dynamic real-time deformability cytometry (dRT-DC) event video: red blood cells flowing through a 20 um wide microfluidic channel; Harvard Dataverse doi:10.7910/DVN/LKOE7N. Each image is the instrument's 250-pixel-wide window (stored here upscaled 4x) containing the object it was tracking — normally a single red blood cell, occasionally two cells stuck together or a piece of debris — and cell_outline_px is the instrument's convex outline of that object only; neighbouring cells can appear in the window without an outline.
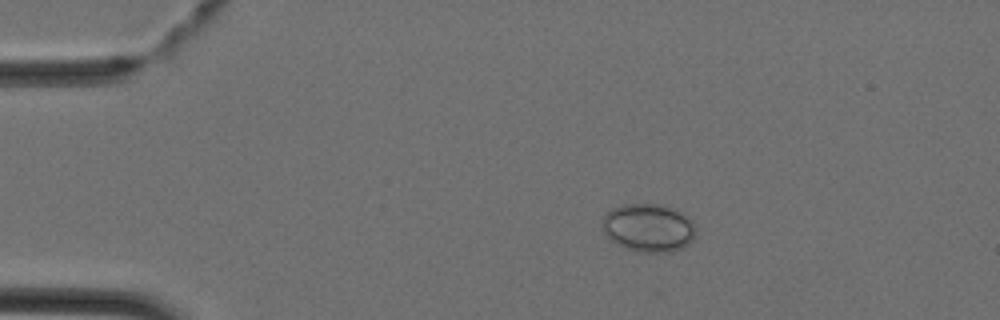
{"species": "Egyptian fruit bat (a non-hibernating species)", "species_latin": "Rousettus aegyptiacus", "temperature_condition": "cold", "stored_images_in_passage": 2, "camera_frame_rate_fps": 3000, "um_per_image_px": 0.085, "animal": {"sex": "female"}, "frame": {"image": 1, "passage_image": 1, "time_ms": 0.0, "image_size_px": [1000, 320], "cell_outline_px": [[692, 240], [688, 244], [680, 248], [668, 252], [636, 252], [616, 244], [604, 232], [600, 224], [600, 220], [612, 208], [624, 204], [660, 204], [680, 212], [688, 216], [692, 220]], "centroid_in_image_um": [55.05, 19.36], "position_along_channel_um": 30.0, "area_um2": 26.01}}